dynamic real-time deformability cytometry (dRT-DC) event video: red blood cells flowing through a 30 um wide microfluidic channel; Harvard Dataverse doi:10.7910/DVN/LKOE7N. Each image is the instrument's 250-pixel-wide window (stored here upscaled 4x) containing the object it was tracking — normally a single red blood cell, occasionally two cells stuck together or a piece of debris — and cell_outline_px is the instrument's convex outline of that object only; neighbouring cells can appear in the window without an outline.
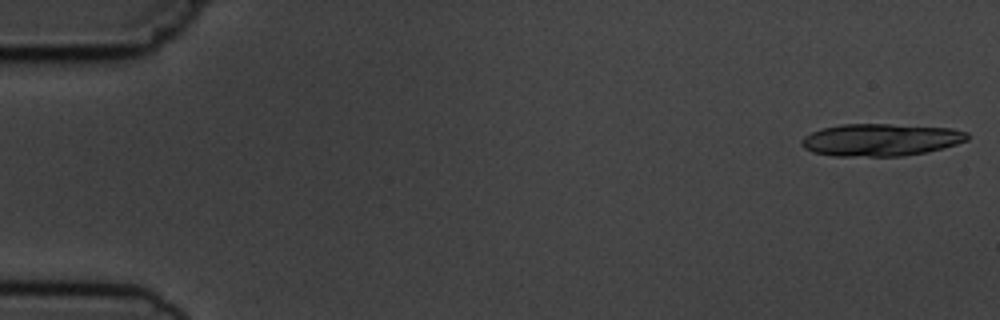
{"species": "common noctule bat (a hibernating species)", "species_latin": "Nyctalus noctula", "temperature_condition": "cold", "stored_images_in_passage": 5, "segment_of_instrument_passage": [2, 2], "camera_frame_rate_fps": 3000, "um_per_image_px": 0.085, "animal": {"sex": "male", "body_mass_g": 19.5, "forearm_length_mm": 54.6}, "frame": {"image": 1, "passage_image": 5, "time_ms": 5.667, "image_size_px": [1000, 320], "cell_outline_px": [[968, 140], [944, 148], [928, 152], [904, 156], [832, 156], [812, 152], [804, 148], [800, 144], [800, 140], [804, 136], [820, 128], [840, 124], [888, 124], [952, 128], [968, 132]], "centroid_in_image_um": [74.84, 11.89], "position_along_channel_um": 10.2, "area_um2": 31.56}}